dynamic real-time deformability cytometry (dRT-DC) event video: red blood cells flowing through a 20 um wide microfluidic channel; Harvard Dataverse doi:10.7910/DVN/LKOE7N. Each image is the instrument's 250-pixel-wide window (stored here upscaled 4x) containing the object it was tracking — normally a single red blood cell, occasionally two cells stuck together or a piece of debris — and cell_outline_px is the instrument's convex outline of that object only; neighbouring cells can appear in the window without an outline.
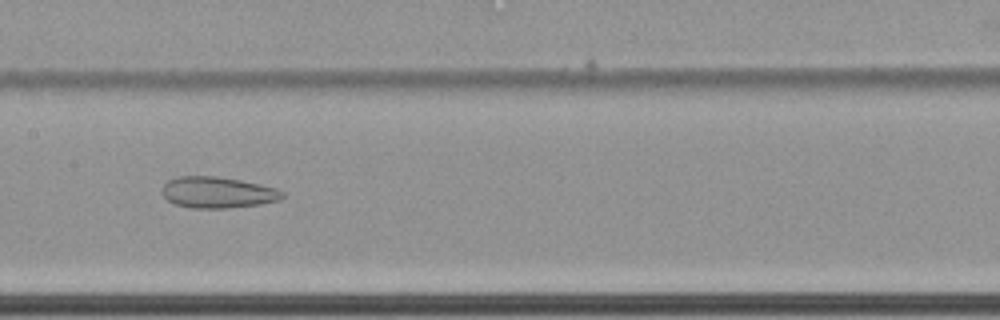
{"species": "common noctule bat (a hibernating species)", "species_latin": "Nyctalus noctula", "temperature_condition": "cold", "stored_images_in_passage": 64, "camera_frame_rate_fps": 3000, "um_per_image_px": 0.085, "animal": {"sex": "female", "body_mass_g": 22.7, "forearm_length_mm": 54.2}, "frame": {"image": 1, "passage_image": 35, "time_ms": 11.333, "image_size_px": [1000, 320], "cell_outline_px": [[284, 196], [280, 200], [260, 204], [228, 208], [188, 208], [176, 204], [168, 200], [160, 192], [160, 188], [168, 180], [176, 176], [216, 176], [240, 180], [260, 184], [276, 188], [284, 192]], "centroid_in_image_um": [18.47, 16.35], "position_along_channel_um": 188.9, "area_um2": 22.08}}
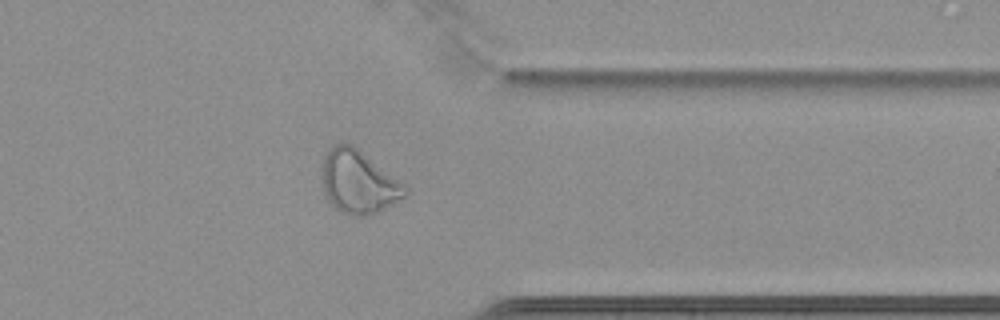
{"frame": {"image": 2, "passage_image": 52, "time_ms": 17.0, "image_size_px": [1000, 320], "cell_outline_px": [[408, 196], [376, 212], [364, 216], [356, 216], [340, 212], [324, 196], [320, 176], [320, 168], [324, 156], [328, 148], [332, 144], [352, 144], [404, 184], [408, 188]], "centroid_in_image_um": [30.42, 15.46], "position_along_channel_um": 381.0, "area_um2": 30.81}}
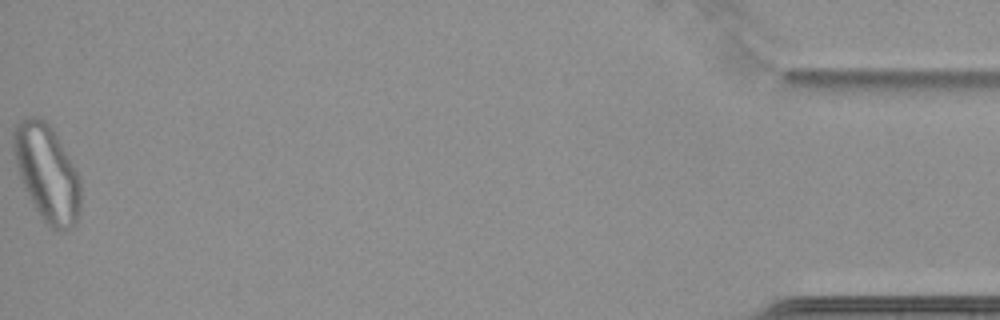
{"frame": {"image": 3, "passage_image": 64, "time_ms": 21.0, "image_size_px": [1000, 320], "cell_outline_px": [[80, 212], [76, 224], [68, 228], [56, 232], [40, 216], [24, 188], [16, 164], [12, 148], [12, 132], [16, 124], [20, 120], [32, 116], [40, 116], [52, 128], [76, 172], [80, 180]], "centroid_in_image_um": [3.97, 14.7], "position_along_channel_um": 431.2, "area_um2": 37.4}}